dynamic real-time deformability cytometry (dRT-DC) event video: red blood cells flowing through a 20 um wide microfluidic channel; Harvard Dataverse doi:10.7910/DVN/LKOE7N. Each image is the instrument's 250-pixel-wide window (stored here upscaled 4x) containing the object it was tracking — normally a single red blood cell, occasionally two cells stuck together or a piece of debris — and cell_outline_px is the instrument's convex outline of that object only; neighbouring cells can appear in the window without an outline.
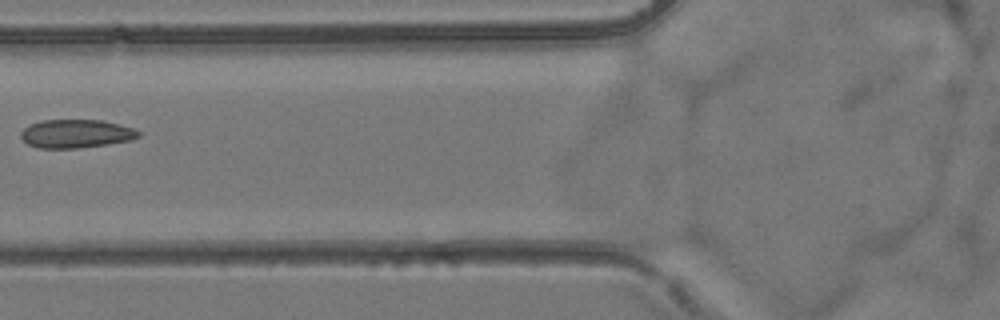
{"species": "common noctule bat (a hibernating species)", "species_latin": "Nyctalus noctula", "temperature_condition": "room temperature", "stored_images_in_passage": 6, "camera_frame_rate_fps": 3000, "um_per_image_px": 0.085, "animal": {"sex": "female", "body_mass_g": 24.6, "forearm_length_mm": 56.2}, "frame": {"image": 1, "passage_image": 6, "time_ms": 6.667, "image_size_px": [1000, 320], "cell_outline_px": [[140, 136], [132, 140], [108, 144], [80, 148], [36, 148], [28, 144], [20, 136], [20, 132], [28, 124], [44, 120], [100, 120], [120, 124], [136, 128], [140, 132]], "centroid_in_image_um": [6.48, 11.36], "position_along_channel_um": 119.3, "area_um2": 19.71}}